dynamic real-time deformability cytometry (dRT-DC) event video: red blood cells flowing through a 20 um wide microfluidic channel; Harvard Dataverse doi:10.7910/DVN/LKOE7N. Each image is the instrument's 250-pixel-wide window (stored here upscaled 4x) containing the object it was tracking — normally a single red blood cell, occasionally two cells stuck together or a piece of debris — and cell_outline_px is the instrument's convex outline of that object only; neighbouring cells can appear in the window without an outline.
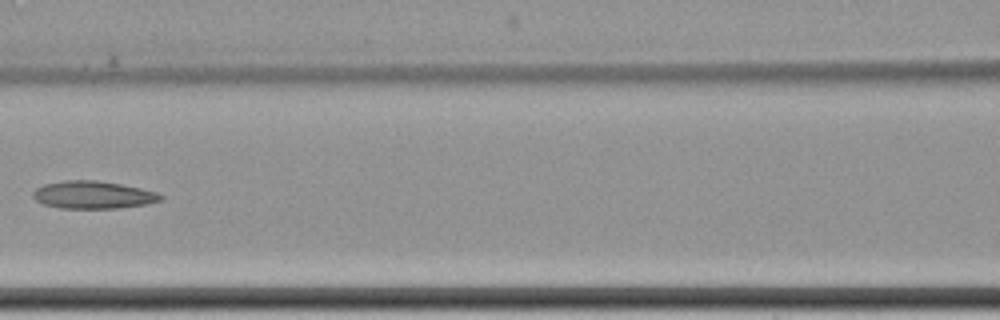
{"species": "common noctule bat (a hibernating species)", "species_latin": "Nyctalus noctula", "temperature_condition": "cold", "stored_images_in_passage": 11, "camera_frame_rate_fps": 3000, "um_per_image_px": 0.085, "animal": {"sex": "female", "body_mass_g": 22.7, "forearm_length_mm": 54.2}, "frame": {"image": 1, "passage_image": 7, "time_ms": 8.667, "image_size_px": [1000, 320], "cell_outline_px": [[164, 196], [160, 200], [148, 204], [116, 208], [60, 208], [44, 204], [36, 200], [32, 196], [32, 192], [36, 188], [44, 184], [64, 180], [96, 180], [120, 184], [140, 188], [156, 192]], "centroid_in_image_um": [7.89, 16.56], "position_along_channel_um": 158.7, "area_um2": 20.46}}
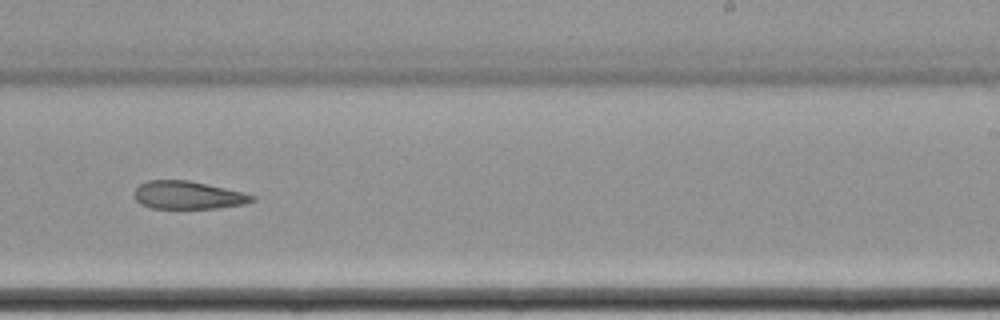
{"frame": {"image": 2, "passage_image": 10, "time_ms": 12.0, "image_size_px": [1000, 320], "cell_outline_px": [[256, 200], [244, 204], [216, 208], [152, 208], [140, 204], [136, 200], [132, 192], [140, 184], [148, 180], [188, 180], [224, 188], [256, 196]], "centroid_in_image_um": [15.93, 16.59], "position_along_channel_um": 273.1, "area_um2": 19.07}}
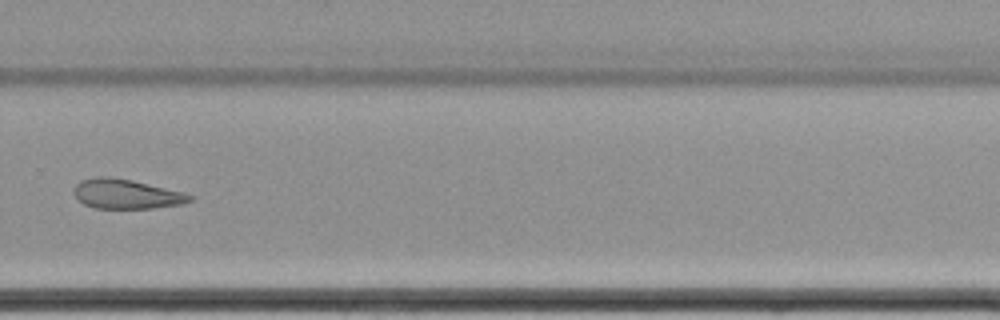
{"frame": {"image": 3, "passage_image": 11, "time_ms": 13.333, "image_size_px": [1000, 320], "cell_outline_px": [[196, 196], [192, 200], [184, 204], [152, 208], [92, 208], [76, 200], [72, 192], [76, 184], [80, 180], [96, 176], [108, 176], [132, 180], [184, 192]], "centroid_in_image_um": [10.72, 16.49], "position_along_channel_um": 319.1, "area_um2": 20.35}}